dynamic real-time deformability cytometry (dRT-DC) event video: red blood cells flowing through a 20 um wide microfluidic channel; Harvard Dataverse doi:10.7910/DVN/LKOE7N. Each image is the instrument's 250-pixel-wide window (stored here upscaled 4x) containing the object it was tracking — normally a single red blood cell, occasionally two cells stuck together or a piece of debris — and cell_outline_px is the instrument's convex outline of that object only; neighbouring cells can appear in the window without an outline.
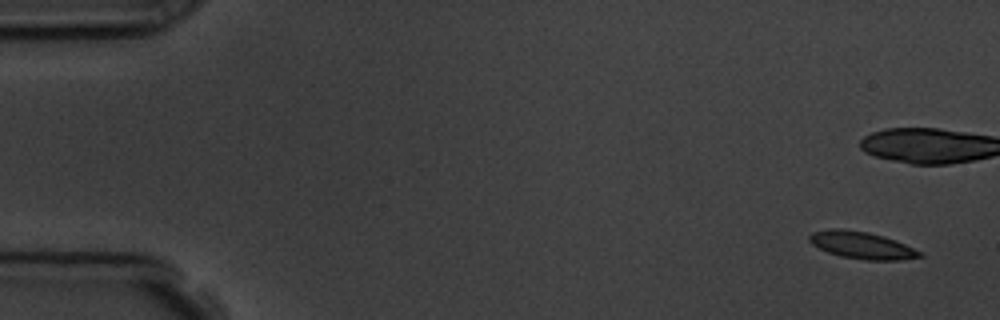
{"species": "common noctule bat (a hibernating species)", "species_latin": "Nyctalus noctula", "temperature_condition": "room temperature", "stored_images_in_passage": 8, "camera_frame_rate_fps": 3000, "um_per_image_px": 0.085, "animal": {"sex": "male", "body_mass_g": 19.5, "forearm_length_mm": 54.6}, "frame": {"image": 1, "passage_image": 1, "time_ms": 0.0, "image_size_px": [1000, 320], "cell_outline_px": [[924, 256], [900, 260], [864, 260], [840, 256], [828, 252], [812, 244], [808, 240], [808, 236], [812, 232], [832, 228], [840, 228], [868, 232], [884, 236], [896, 240], [924, 252]], "centroid_in_image_um": [73.28, 20.84], "position_along_channel_um": 11.7, "area_um2": 17.63}}